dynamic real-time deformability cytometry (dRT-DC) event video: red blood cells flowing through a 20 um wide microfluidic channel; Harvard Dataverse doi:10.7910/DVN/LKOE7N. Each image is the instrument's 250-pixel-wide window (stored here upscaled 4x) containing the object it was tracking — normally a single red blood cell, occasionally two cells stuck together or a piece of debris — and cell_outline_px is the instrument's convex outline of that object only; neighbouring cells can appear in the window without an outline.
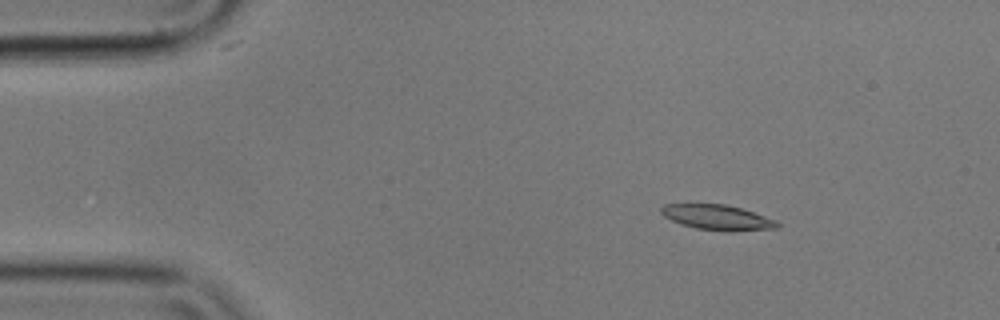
{"species": "common noctule bat (a hibernating species)", "species_latin": "Nyctalus noctula", "temperature_condition": "cold", "stored_images_in_passage": 14, "camera_frame_rate_fps": 3000, "um_per_image_px": 0.085, "animal": {"sex": "male", "body_mass_g": 17.9}, "frame": {"image": 1, "passage_image": 8, "time_ms": 2.333, "image_size_px": [1000, 320], "cell_outline_px": [[780, 228], [732, 232], [728, 232], [696, 228], [680, 224], [664, 216], [660, 212], [660, 208], [664, 204], [724, 204], [740, 208], [776, 220], [780, 224]], "centroid_in_image_um": [60.99, 18.49], "position_along_channel_um": 24.0, "area_um2": 17.11}}